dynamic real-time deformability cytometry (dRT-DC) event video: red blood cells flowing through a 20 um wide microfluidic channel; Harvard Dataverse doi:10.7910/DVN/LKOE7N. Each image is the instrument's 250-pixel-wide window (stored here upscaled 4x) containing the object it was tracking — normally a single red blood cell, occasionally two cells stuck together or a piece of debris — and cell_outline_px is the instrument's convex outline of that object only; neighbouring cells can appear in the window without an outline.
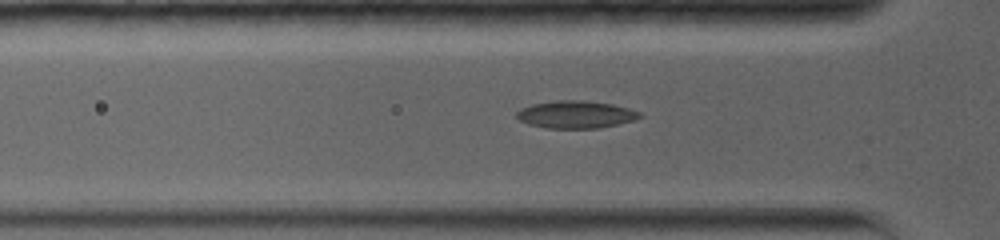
{"species": "common noctule bat (a hibernating species)", "species_latin": "Nyctalus noctula", "temperature_condition": "warm", "stored_images_in_passage": 26, "camera_frame_rate_fps": 5000, "um_per_image_px": 0.085, "animal": {"sex": "female", "body_mass_g": 19.0, "forearm_length_mm": 56.7}, "frame": {"image": 1, "passage_image": 11, "time_ms": 2.2, "image_size_px": [1000, 240], "cell_outline_px": [[644, 116], [636, 120], [600, 128], [548, 128], [528, 124], [520, 120], [516, 116], [516, 112], [520, 108], [532, 104], [556, 100], [584, 100], [612, 104], [628, 108], [640, 112]], "centroid_in_image_um": [48.96, 9.73], "position_along_channel_um": 76.8, "area_um2": 19.83}}
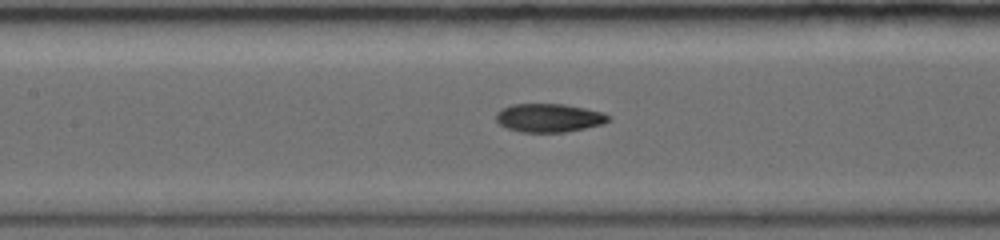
{"frame": {"image": 2, "passage_image": 19, "time_ms": 4.4, "image_size_px": [1000, 240], "cell_outline_px": [[608, 120], [604, 124], [564, 132], [520, 132], [508, 128], [500, 124], [496, 120], [496, 112], [500, 108], [512, 104], [564, 104], [604, 112], [608, 116]], "centroid_in_image_um": [46.63, 10.01], "position_along_channel_um": 160.8, "area_um2": 18.61}}
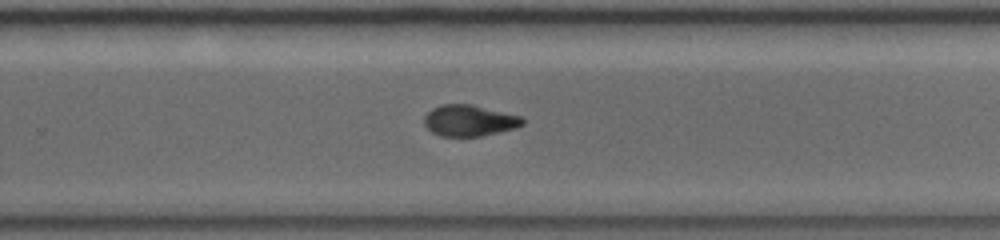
{"frame": {"image": 3, "passage_image": 25, "time_ms": 7.8, "image_size_px": [1000, 240], "cell_outline_px": [[524, 124], [516, 128], [480, 136], [440, 136], [432, 132], [424, 124], [424, 116], [432, 108], [440, 104], [472, 104], [520, 116], [524, 120]], "centroid_in_image_um": [39.87, 10.24], "position_along_channel_um": 289.9, "area_um2": 17.86}}